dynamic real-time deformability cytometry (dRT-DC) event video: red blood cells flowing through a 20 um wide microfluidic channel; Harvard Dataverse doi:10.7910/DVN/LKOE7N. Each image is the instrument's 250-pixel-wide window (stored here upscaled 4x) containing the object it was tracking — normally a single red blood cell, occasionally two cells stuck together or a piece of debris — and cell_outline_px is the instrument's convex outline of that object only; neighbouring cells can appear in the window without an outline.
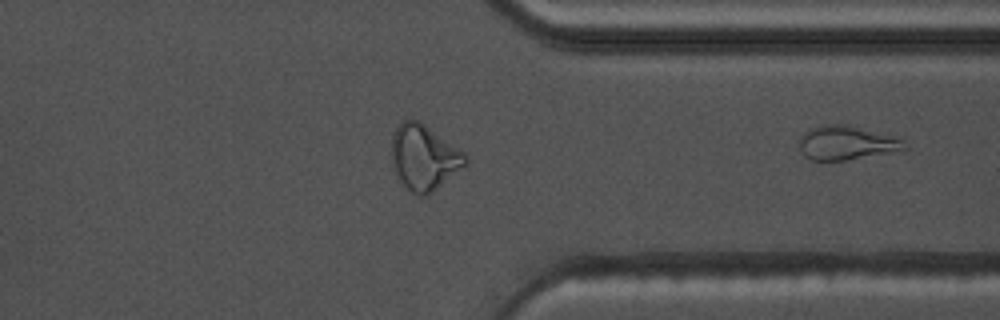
{"species": "common noctule bat (a hibernating species)", "species_latin": "Nyctalus noctula", "temperature_condition": "warm", "stored_images_in_passage": 45, "camera_frame_rate_fps": 3000, "um_per_image_px": 0.085, "animal": {"sex": "male", "body_mass_g": 17.5, "forearm_length_mm": 52.3}, "frame": {"image": 1, "passage_image": 45, "time_ms": 14.667, "image_size_px": [1000, 320], "cell_outline_px": [[908, 148], [888, 152], [844, 160], [812, 160], [804, 156], [800, 148], [800, 136], [808, 128], [824, 124], [840, 124], [900, 136], [904, 140]], "centroid_in_image_um": [71.95, 12.12], "position_along_channel_um": 339.4, "area_um2": 20.75}}